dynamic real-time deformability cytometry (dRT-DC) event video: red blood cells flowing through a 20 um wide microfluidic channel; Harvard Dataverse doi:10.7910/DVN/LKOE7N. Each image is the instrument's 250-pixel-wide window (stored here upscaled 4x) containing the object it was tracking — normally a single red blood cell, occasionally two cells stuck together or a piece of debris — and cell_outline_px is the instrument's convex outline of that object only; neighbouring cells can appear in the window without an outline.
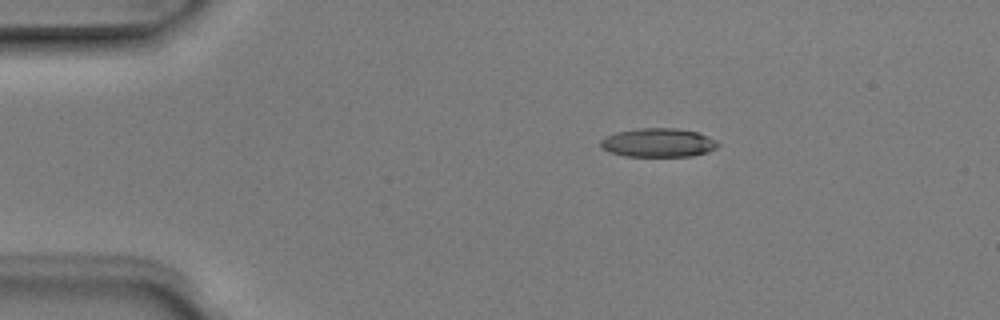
{"species": "Egyptian fruit bat (a non-hibernating species)", "species_latin": "Rousettus aegyptiacus", "temperature_condition": "room temperature", "stored_images_in_passage": 8, "camera_frame_rate_fps": 3000, "um_per_image_px": 0.085, "animal": {"sex": "male"}, "frame": {"image": 1, "passage_image": 3, "time_ms": 0.667, "image_size_px": [1000, 320], "cell_outline_px": [[720, 144], [716, 148], [708, 152], [692, 156], [624, 156], [608, 152], [600, 148], [600, 140], [616, 132], [640, 128], [676, 128], [696, 132], [708, 136], [716, 140]], "centroid_in_image_um": [55.94, 12.13], "position_along_channel_um": 29.1, "area_um2": 19.77}}
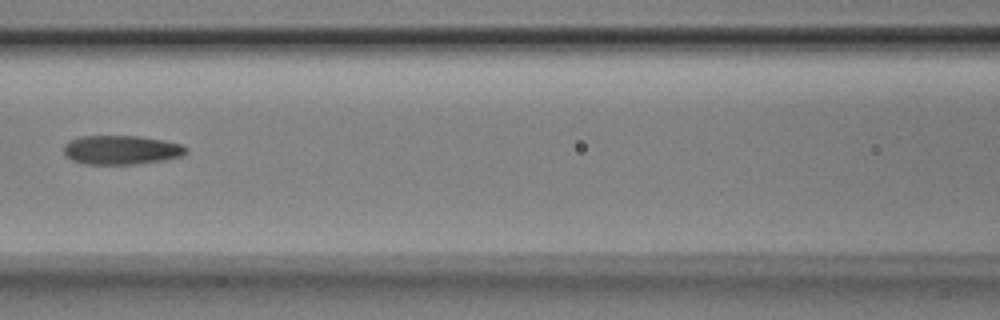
{"frame": {"image": 2, "passage_image": 7, "time_ms": 2.0, "image_size_px": [1000, 320], "cell_outline_px": [[188, 152], [184, 156], [164, 160], [136, 164], [84, 164], [72, 160], [64, 152], [64, 144], [68, 140], [80, 136], [136, 136], [164, 140], [184, 144], [188, 148]], "centroid_in_image_um": [10.36, 12.74], "position_along_channel_um": 156.2, "area_um2": 20.98}}
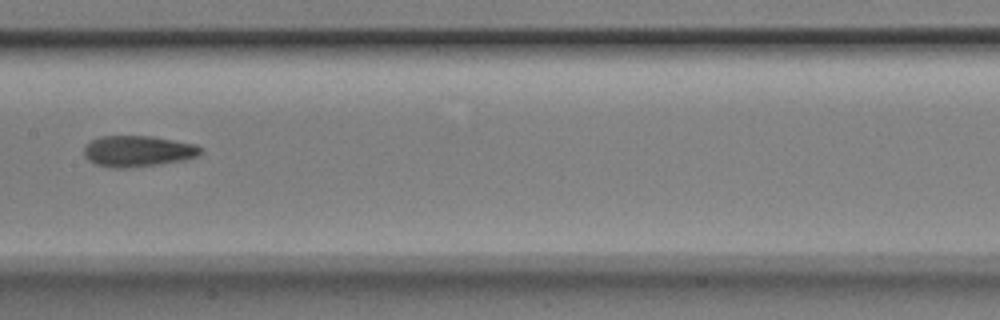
{"frame": {"image": 3, "passage_image": 8, "time_ms": 2.333, "image_size_px": [1000, 320], "cell_outline_px": [[204, 152], [200, 156], [188, 160], [132, 168], [108, 168], [96, 164], [88, 160], [84, 156], [84, 148], [92, 140], [100, 136], [152, 136], [196, 144]], "centroid_in_image_um": [11.76, 12.86], "position_along_channel_um": 195.6, "area_um2": 21.5}}